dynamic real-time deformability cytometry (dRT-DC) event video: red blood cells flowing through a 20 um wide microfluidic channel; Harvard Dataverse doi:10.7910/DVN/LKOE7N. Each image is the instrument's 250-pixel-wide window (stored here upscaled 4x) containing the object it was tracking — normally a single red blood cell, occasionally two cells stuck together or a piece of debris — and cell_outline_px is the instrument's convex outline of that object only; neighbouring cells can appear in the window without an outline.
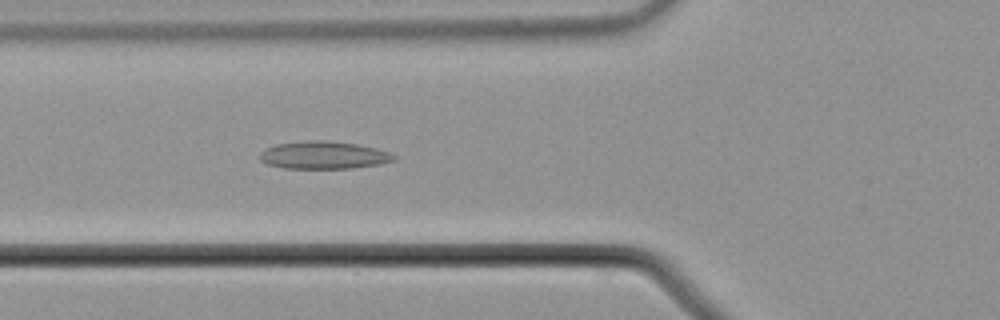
{"species": "common noctule bat (a hibernating species)", "species_latin": "Nyctalus noctula", "temperature_condition": "cold", "stored_images_in_passage": 43, "camera_frame_rate_fps": 3000, "um_per_image_px": 0.085, "animal": {"sex": "male", "body_mass_g": 21.5, "forearm_length_mm": 52.0}, "frame": {"image": 1, "passage_image": 11, "time_ms": 3.333, "image_size_px": [1000, 320], "cell_outline_px": [[396, 160], [380, 164], [352, 168], [284, 168], [268, 164], [260, 160], [260, 152], [264, 148], [276, 144], [304, 140], [324, 140], [356, 144], [376, 148], [388, 152], [396, 156]], "centroid_in_image_um": [27.49, 13.18], "position_along_channel_um": 98.3, "area_um2": 21.62}}
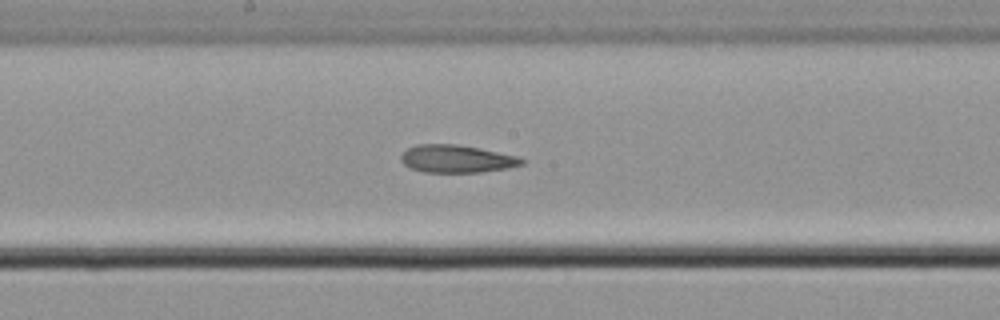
{"frame": {"image": 2, "passage_image": 20, "time_ms": 6.333, "image_size_px": [1000, 320], "cell_outline_px": [[524, 164], [508, 168], [480, 172], [424, 172], [408, 168], [400, 160], [400, 156], [408, 148], [416, 144], [456, 144], [516, 156], [524, 160]], "centroid_in_image_um": [38.75, 13.51], "position_along_channel_um": 209.4, "area_um2": 19.31}}
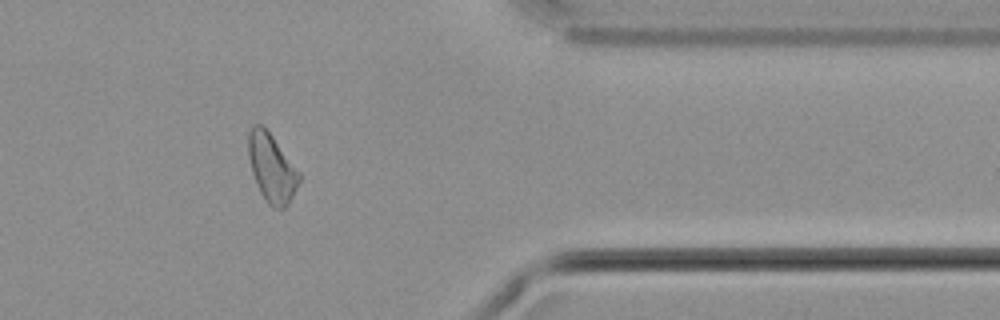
{"frame": {"image": 3, "passage_image": 36, "time_ms": 11.667, "image_size_px": [1000, 320], "cell_outline_px": [[300, 180], [288, 204], [284, 208], [272, 208], [268, 204], [260, 192], [252, 172], [248, 156], [248, 132], [252, 124], [260, 124], [272, 136], [300, 172]], "centroid_in_image_um": [23.08, 14.27], "position_along_channel_um": 388.3, "area_um2": 20.0}}